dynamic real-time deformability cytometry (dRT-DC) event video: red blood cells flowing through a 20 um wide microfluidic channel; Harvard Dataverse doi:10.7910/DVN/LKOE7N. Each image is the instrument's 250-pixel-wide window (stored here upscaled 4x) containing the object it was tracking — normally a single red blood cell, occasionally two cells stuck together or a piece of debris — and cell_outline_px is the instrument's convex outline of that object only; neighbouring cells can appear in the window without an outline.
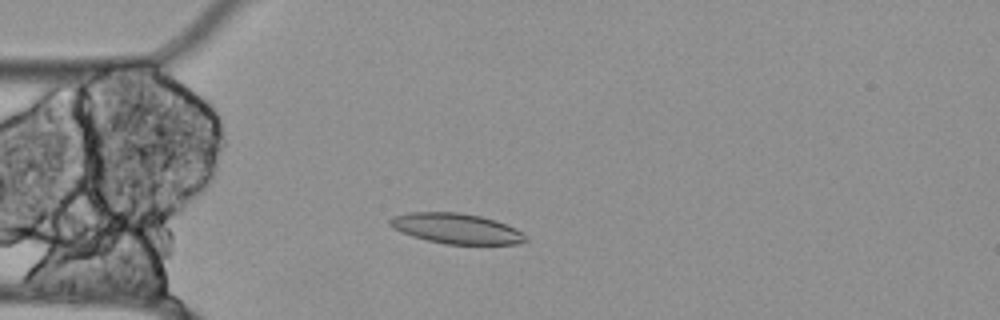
{"species": "Egyptian fruit bat (a non-hibernating species)", "species_latin": "Rousettus aegyptiacus", "temperature_condition": "cold", "stored_images_in_passage": 50, "segment_of_instrument_passage": [1, 2], "camera_frame_rate_fps": 3000, "um_per_image_px": 0.085, "animal": {"sex": "female"}, "frame": {"image": 1, "passage_image": 13, "time_ms": 4.0, "image_size_px": [1000, 320], "cell_outline_px": [[528, 240], [516, 244], [444, 244], [412, 236], [392, 228], [388, 224], [388, 220], [392, 216], [412, 212], [460, 212], [480, 216], [496, 220], [516, 228]], "centroid_in_image_um": [38.75, 19.42], "position_along_channel_um": 46.2, "area_um2": 23.93}}
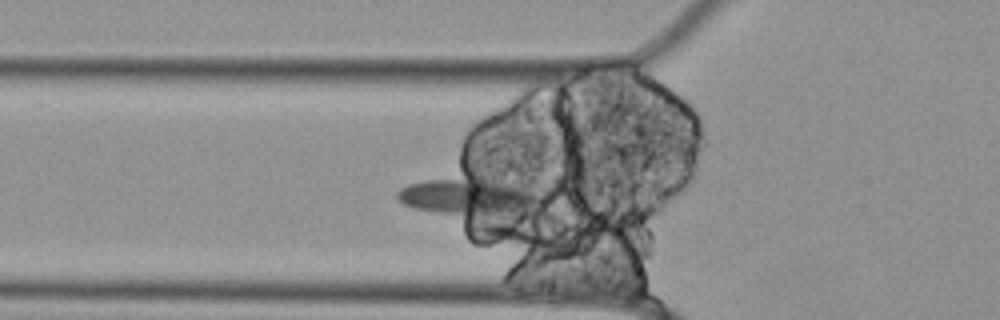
{"frame": {"image": 2, "passage_image": 17, "time_ms": 5.333, "image_size_px": [1000, 320], "cell_outline_px": [[536, 200], [524, 220], [496, 232], [492, 232], [412, 208], [396, 200], [396, 192], [400, 188], [408, 184], [424, 180], [480, 168], [532, 196]], "centroid_in_image_um": [39.91, 16.96], "position_along_channel_um": 85.9, "area_um2": 39.59}}